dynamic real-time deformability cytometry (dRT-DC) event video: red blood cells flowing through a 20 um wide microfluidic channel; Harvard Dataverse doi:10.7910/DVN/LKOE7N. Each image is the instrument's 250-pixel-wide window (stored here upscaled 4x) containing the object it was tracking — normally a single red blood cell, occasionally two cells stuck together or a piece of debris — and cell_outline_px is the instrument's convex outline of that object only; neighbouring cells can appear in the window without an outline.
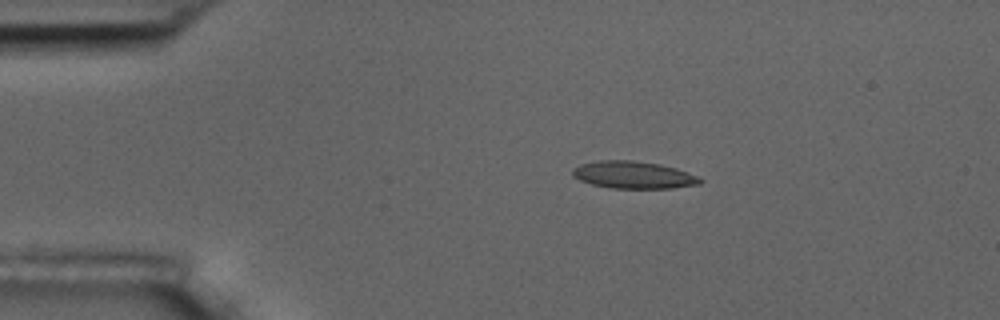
{"species": "common noctule bat (a hibernating species)", "species_latin": "Nyctalus noctula", "temperature_condition": "room temperature", "stored_images_in_passage": 12, "camera_frame_rate_fps": 3000, "um_per_image_px": 0.085, "animal": {"sex": "male", "body_mass_g": 17.5, "forearm_length_mm": 52.3}, "frame": {"image": 1, "passage_image": 1, "time_ms": 0.0, "image_size_px": [1000, 320], "cell_outline_px": [[704, 180], [700, 184], [672, 188], [608, 188], [592, 184], [580, 180], [572, 176], [572, 168], [580, 164], [600, 160], [632, 160], [660, 164], [676, 168], [696, 176]], "centroid_in_image_um": [53.81, 14.87], "position_along_channel_um": 31.2, "area_um2": 20.29}}
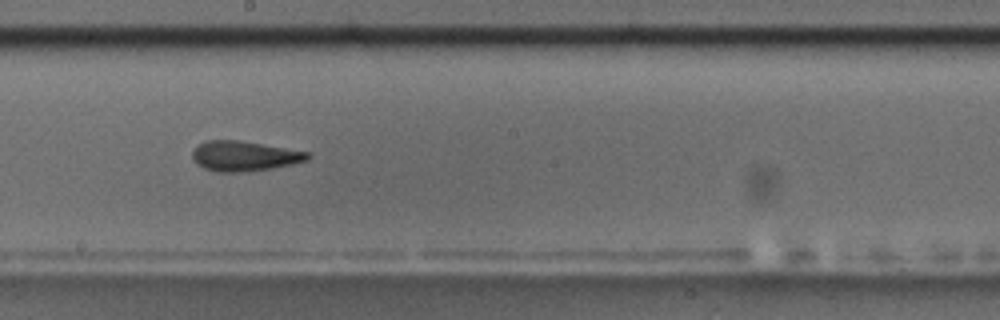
{"frame": {"image": 2, "passage_image": 6, "time_ms": 6.667, "image_size_px": [1000, 320], "cell_outline_px": [[312, 156], [308, 160], [292, 164], [272, 168], [240, 172], [220, 172], [204, 168], [196, 164], [192, 156], [192, 152], [204, 140], [240, 140], [312, 152]], "centroid_in_image_um": [20.81, 13.25], "position_along_channel_um": 227.4, "area_um2": 20.29}}
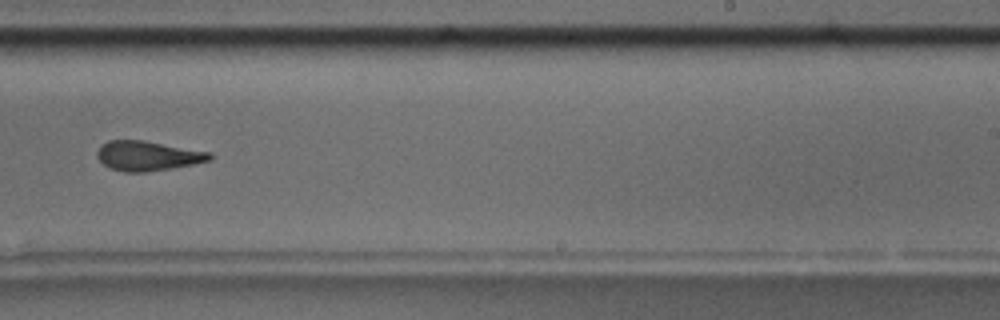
{"frame": {"image": 3, "passage_image": 7, "time_ms": 8.0, "image_size_px": [1000, 320], "cell_outline_px": [[212, 160], [192, 164], [144, 172], [124, 172], [112, 168], [104, 164], [96, 156], [96, 152], [100, 144], [108, 140], [144, 140], [212, 152]], "centroid_in_image_um": [12.54, 13.22], "position_along_channel_um": 276.5, "area_um2": 19.48}, "authors_computed_cell_mechanics": {"area_um2": 20.23, "velocity_mm_per_s": 3.682, "shape_relaxation_time_tau1_ms": null, "shape_relaxation_time_tau2_ms": 2.7922, "deformation_change_tau1": null, "deformation_change_tau2": 0.1302}}